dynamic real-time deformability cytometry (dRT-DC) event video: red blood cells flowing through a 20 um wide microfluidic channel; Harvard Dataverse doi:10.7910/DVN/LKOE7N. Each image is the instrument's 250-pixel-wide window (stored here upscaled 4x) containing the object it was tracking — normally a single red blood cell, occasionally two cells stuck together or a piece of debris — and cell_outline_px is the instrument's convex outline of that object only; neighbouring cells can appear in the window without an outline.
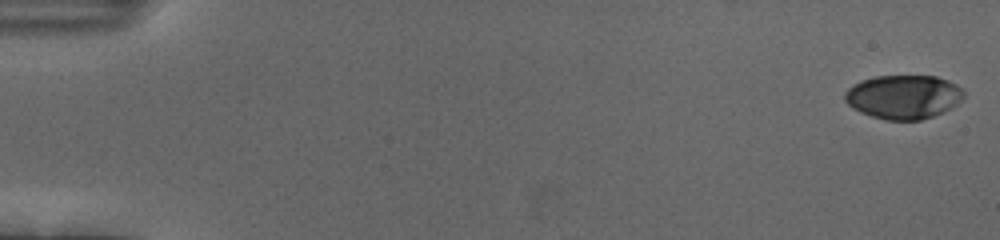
{"species": "human", "species_latin": "Homo sapiens", "temperature_condition": "cold", "stored_images_in_passage": 55, "camera_frame_rate_fps": 3000, "um_per_image_px": 0.085, "donor": {"sex": "female"}, "frame": {"image": 1, "passage_image": 1, "time_ms": 0.0, "image_size_px": [1000, 240], "cell_outline_px": [[964, 96], [956, 104], [932, 116], [920, 120], [884, 120], [860, 112], [852, 108], [844, 100], [844, 92], [852, 84], [860, 80], [876, 76], [936, 76], [948, 80], [956, 84], [964, 92]], "centroid_in_image_um": [76.74, 8.22], "position_along_channel_um": 8.3, "area_um2": 30.4}}
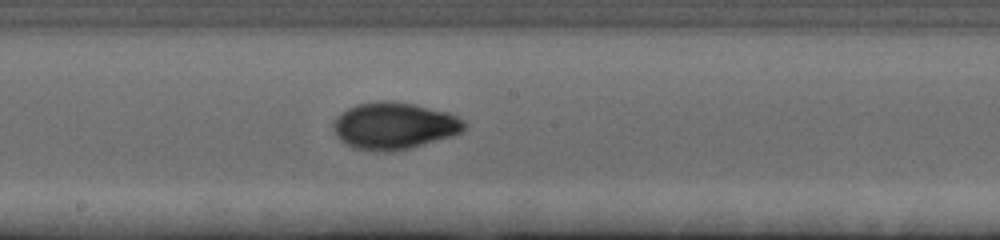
{"frame": {"image": 2, "passage_image": 31, "time_ms": 10.0, "image_size_px": [1000, 240], "cell_outline_px": [[468, 124], [460, 132], [452, 136], [412, 148], [384, 152], [376, 152], [352, 148], [344, 144], [336, 136], [332, 128], [332, 124], [336, 116], [348, 108], [356, 104], [380, 100], [388, 100], [412, 104], [448, 112], [464, 120]], "centroid_in_image_um": [33.46, 10.7], "position_along_channel_um": 214.7, "area_um2": 36.18}}
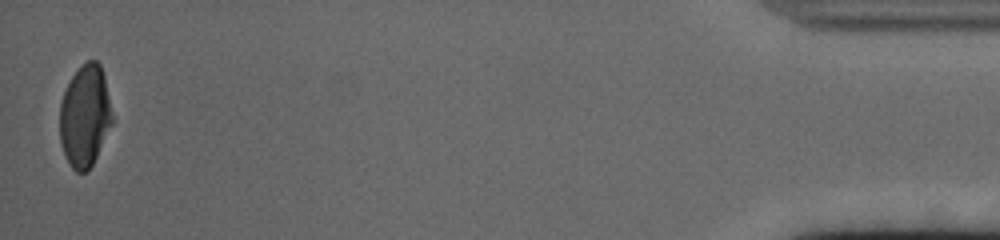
{"frame": {"image": 3, "passage_image": 55, "time_ms": 18.0, "image_size_px": [1000, 240], "cell_outline_px": [[112, 124], [92, 164], [84, 172], [76, 172], [68, 164], [60, 144], [60, 104], [64, 92], [72, 76], [88, 60], [96, 60], [100, 64], [104, 76], [112, 112]], "centroid_in_image_um": [7.21, 9.88], "position_along_channel_um": 428.0, "area_um2": 30.81}, "authors_computed_cell_mechanics": {"area_um2": 32.5992, "velocity_mm_per_s": 3.7053, "shape_relaxation_time_tau1_ms": 4.8489, "shape_relaxation_time_tau2_ms": 1.0045, "deformation_change_tau1": 0.1928, "deformation_change_tau2": 0.0443}}